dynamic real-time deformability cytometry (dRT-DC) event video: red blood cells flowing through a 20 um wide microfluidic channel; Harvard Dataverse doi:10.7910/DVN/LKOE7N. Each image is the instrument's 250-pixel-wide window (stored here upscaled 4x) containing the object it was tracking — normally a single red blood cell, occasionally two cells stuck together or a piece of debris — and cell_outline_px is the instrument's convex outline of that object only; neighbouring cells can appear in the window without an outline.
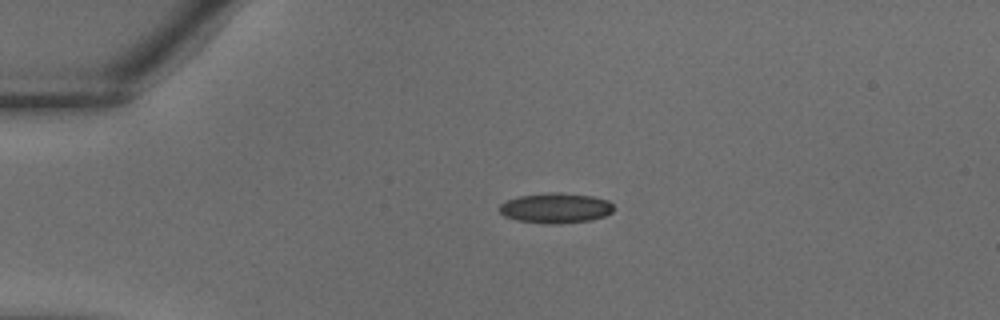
{"species": "common noctule bat (a hibernating species)", "species_latin": "Nyctalus noctula", "temperature_condition": "warm", "stored_images_in_passage": 37, "camera_frame_rate_fps": 3000, "um_per_image_px": 0.085, "animal": {"sex": "male", "body_mass_g": 18.8}, "frame": {"image": 1, "passage_image": 8, "time_ms": 2.333, "image_size_px": [1000, 320], "cell_outline_px": [[616, 208], [612, 212], [604, 216], [592, 220], [560, 224], [548, 224], [516, 220], [504, 216], [500, 212], [500, 204], [508, 200], [520, 196], [548, 192], [560, 192], [592, 196], [608, 200]], "centroid_in_image_um": [47.26, 17.69], "position_along_channel_um": 37.7, "area_um2": 20.23}}
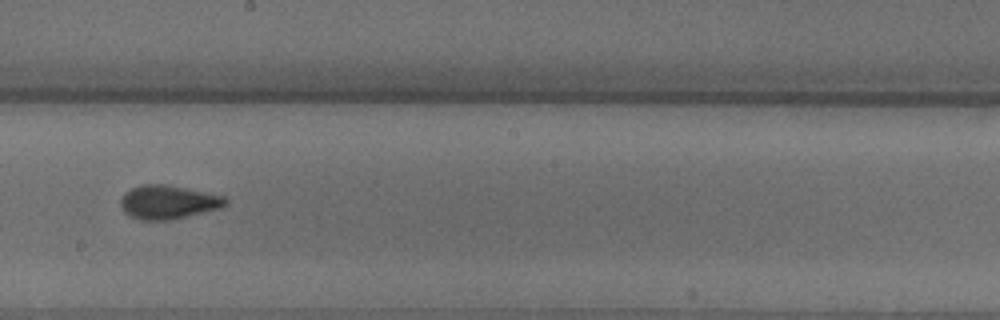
{"frame": {"image": 2, "passage_image": 21, "time_ms": 6.667, "image_size_px": [1000, 320], "cell_outline_px": [[228, 204], [220, 208], [168, 220], [140, 220], [128, 216], [120, 208], [120, 200], [124, 192], [132, 188], [144, 184], [160, 184], [224, 196], [228, 200]], "centroid_in_image_um": [14.23, 17.19], "position_along_channel_um": 234.0, "area_um2": 20.35}}
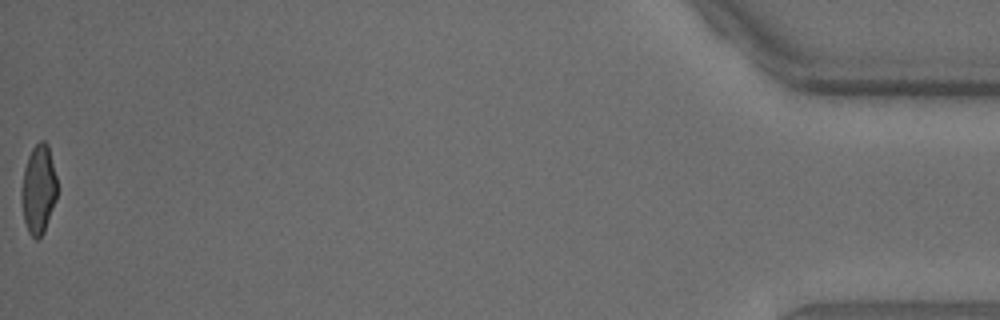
{"frame": {"image": 3, "passage_image": 37, "time_ms": 12.0, "image_size_px": [1000, 320], "cell_outline_px": [[56, 200], [44, 232], [36, 240], [28, 232], [24, 220], [20, 196], [20, 192], [24, 168], [28, 156], [32, 148], [40, 140], [44, 140], [48, 144], [56, 176]], "centroid_in_image_um": [3.25, 16.09], "position_along_channel_um": 431.9, "area_um2": 18.55}}